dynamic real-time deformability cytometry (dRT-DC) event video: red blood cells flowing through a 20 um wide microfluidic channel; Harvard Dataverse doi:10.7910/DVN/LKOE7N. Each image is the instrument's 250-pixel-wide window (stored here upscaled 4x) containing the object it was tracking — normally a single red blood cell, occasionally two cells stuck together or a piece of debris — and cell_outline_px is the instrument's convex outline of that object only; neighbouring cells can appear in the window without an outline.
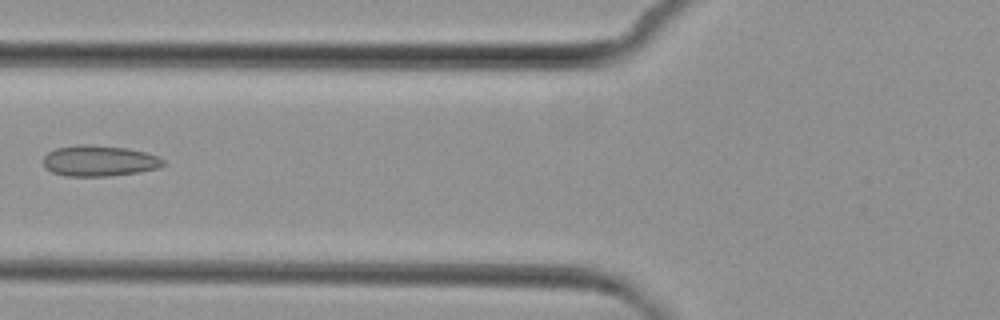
{"species": "common noctule bat (a hibernating species)", "species_latin": "Nyctalus noctula", "temperature_condition": "cold", "stored_images_in_passage": 2, "camera_frame_rate_fps": 3000, "um_per_image_px": 0.085, "animal": {"sex": "female", "body_mass_g": 29.2, "forearm_length_mm": 56.3}, "frame": {"image": 1, "passage_image": 2, "time_ms": 1.0, "image_size_px": [1000, 320], "cell_outline_px": [[164, 164], [160, 168], [136, 172], [108, 176], [64, 176], [52, 172], [44, 168], [44, 156], [48, 152], [56, 148], [76, 144], [92, 144], [128, 148], [144, 152], [156, 156], [164, 160]], "centroid_in_image_um": [8.4, 13.66], "position_along_channel_um": 117.4, "area_um2": 21.68}}